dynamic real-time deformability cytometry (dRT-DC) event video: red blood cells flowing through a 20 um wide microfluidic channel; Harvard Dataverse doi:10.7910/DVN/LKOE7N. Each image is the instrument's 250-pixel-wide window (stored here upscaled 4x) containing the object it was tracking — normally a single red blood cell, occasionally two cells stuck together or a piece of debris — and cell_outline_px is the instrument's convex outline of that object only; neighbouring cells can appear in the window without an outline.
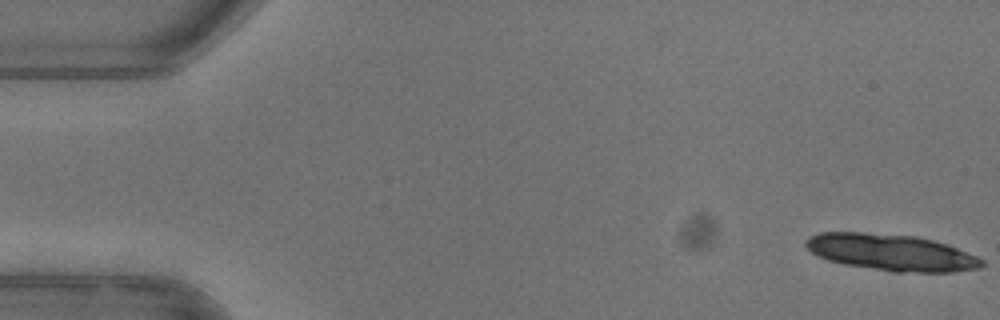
{"species": "common noctule bat (a hibernating species)", "species_latin": "Nyctalus noctula", "temperature_condition": "warm", "stored_images_in_passage": 15, "camera_frame_rate_fps": 3000, "um_per_image_px": 0.085, "animal": {"sex": "female"}, "frame": {"image": 1, "passage_image": 1, "time_ms": 0.0, "image_size_px": [1000, 320], "cell_outline_px": [[984, 264], [980, 268], [952, 272], [892, 272], [844, 264], [828, 260], [812, 252], [804, 244], [804, 240], [808, 236], [820, 232], [864, 232], [916, 236], [948, 244], [976, 256], [984, 260]], "centroid_in_image_um": [75.75, 21.45], "position_along_channel_um": 9.2, "area_um2": 37.57}}